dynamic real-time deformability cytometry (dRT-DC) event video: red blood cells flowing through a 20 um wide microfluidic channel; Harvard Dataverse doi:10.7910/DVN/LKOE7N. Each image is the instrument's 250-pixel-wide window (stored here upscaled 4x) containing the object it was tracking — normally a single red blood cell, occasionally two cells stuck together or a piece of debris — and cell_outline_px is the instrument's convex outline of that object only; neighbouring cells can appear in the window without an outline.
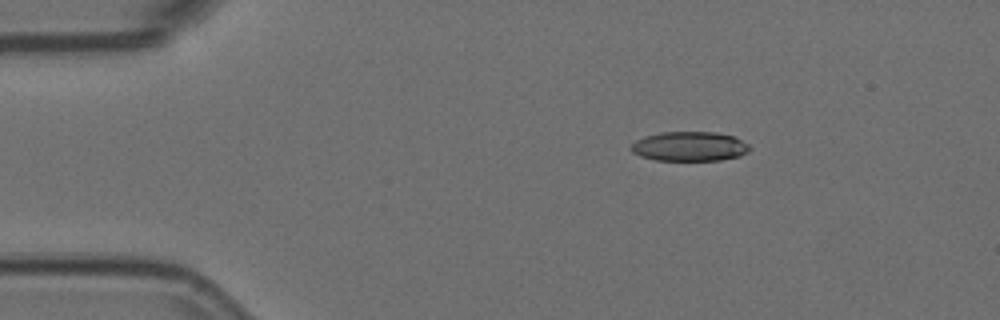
{"species": "Egyptian fruit bat (a non-hibernating species)", "species_latin": "Rousettus aegyptiacus", "temperature_condition": "room temperature", "stored_images_in_passage": 5, "camera_frame_rate_fps": 3000, "um_per_image_px": 0.085, "animal": {"sex": "female"}, "frame": {"image": 1, "passage_image": 3, "time_ms": 0.667, "image_size_px": [1000, 320], "cell_outline_px": [[752, 148], [748, 152], [740, 156], [720, 160], [656, 160], [640, 156], [632, 152], [632, 144], [636, 140], [644, 136], [660, 132], [716, 132], [732, 136], [748, 144]], "centroid_in_image_um": [58.62, 12.44], "position_along_channel_um": 26.4, "area_um2": 20.35}}